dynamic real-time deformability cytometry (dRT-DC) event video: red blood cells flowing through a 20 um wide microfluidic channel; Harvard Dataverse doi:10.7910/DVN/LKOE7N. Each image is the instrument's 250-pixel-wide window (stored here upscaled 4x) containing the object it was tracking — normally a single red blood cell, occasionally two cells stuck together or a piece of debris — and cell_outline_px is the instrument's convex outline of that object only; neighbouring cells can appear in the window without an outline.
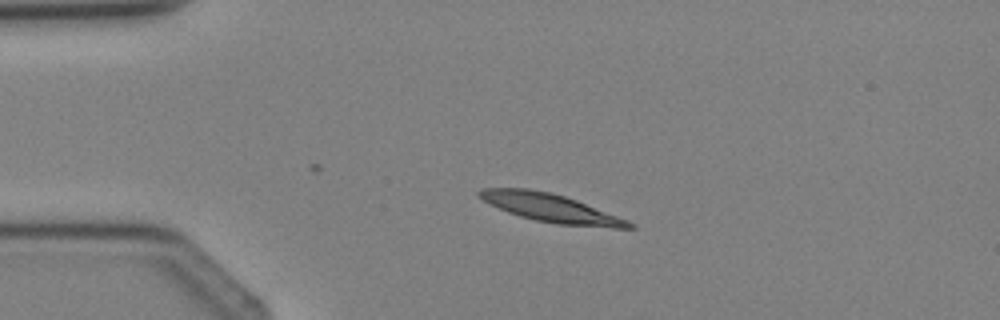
{"species": "Egyptian fruit bat (a non-hibernating species)", "species_latin": "Rousettus aegyptiacus", "temperature_condition": "cold", "stored_images_in_passage": 4, "camera_frame_rate_fps": 3000, "um_per_image_px": 0.085, "animal": {"sex": "female"}, "frame": {"image": 1, "passage_image": 3, "time_ms": 2.333, "image_size_px": [1000, 320], "cell_outline_px": [[636, 228], [612, 228], [556, 224], [536, 220], [520, 216], [508, 212], [476, 196], [476, 192], [480, 188], [528, 188], [552, 192], [576, 200], [628, 220], [636, 224]], "centroid_in_image_um": [46.83, 17.68], "position_along_channel_um": 38.2, "area_um2": 24.62}}